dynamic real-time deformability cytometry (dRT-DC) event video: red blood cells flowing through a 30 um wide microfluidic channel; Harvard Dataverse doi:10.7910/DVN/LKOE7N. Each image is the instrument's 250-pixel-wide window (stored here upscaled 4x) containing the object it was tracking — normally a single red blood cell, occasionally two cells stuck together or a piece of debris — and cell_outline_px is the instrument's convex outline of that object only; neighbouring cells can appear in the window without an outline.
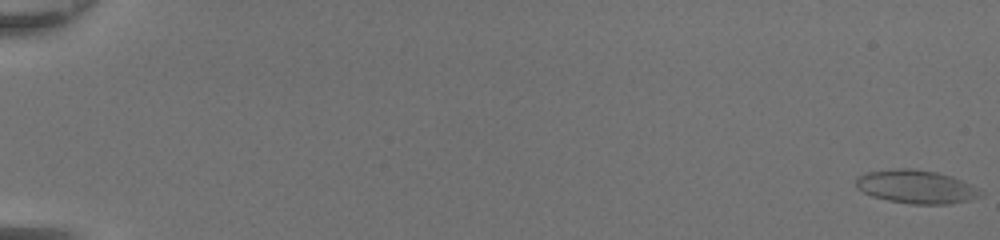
{"species": "common noctule bat (a hibernating species)", "species_latin": "Nyctalus noctula", "temperature_condition": "room temperature", "stored_images_in_passage": 50, "camera_frame_rate_fps": 3000, "um_per_image_px": 0.085, "animal": {"sex": "female", "body_mass_g": 20.0, "forearm_length_mm": 54.0}, "frame": {"image": 1, "passage_image": 1, "time_ms": 0.0, "image_size_px": [1000, 240], "cell_outline_px": [[984, 192], [980, 196], [968, 200], [948, 204], [912, 204], [888, 200], [872, 196], [856, 188], [856, 176], [868, 172], [896, 168], [908, 168], [936, 172], [952, 176]], "centroid_in_image_um": [77.84, 15.87], "position_along_channel_um": 7.2, "area_um2": 24.04}}
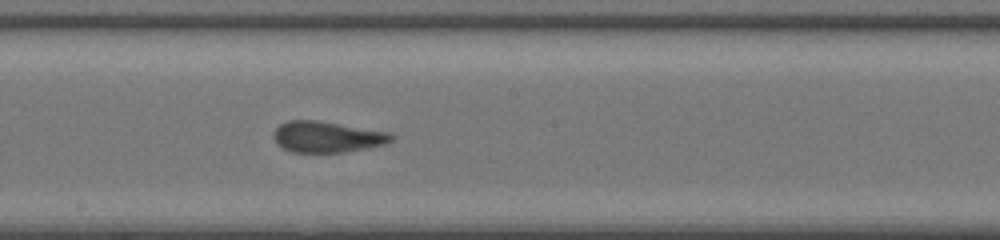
{"frame": {"image": 2, "passage_image": 30, "time_ms": 9.667, "image_size_px": [1000, 240], "cell_outline_px": [[396, 136], [392, 140], [384, 144], [344, 152], [292, 152], [276, 144], [272, 136], [276, 128], [280, 124], [288, 120], [316, 120], [388, 132]], "centroid_in_image_um": [27.76, 11.63], "position_along_channel_um": 220.4, "area_um2": 21.15}}
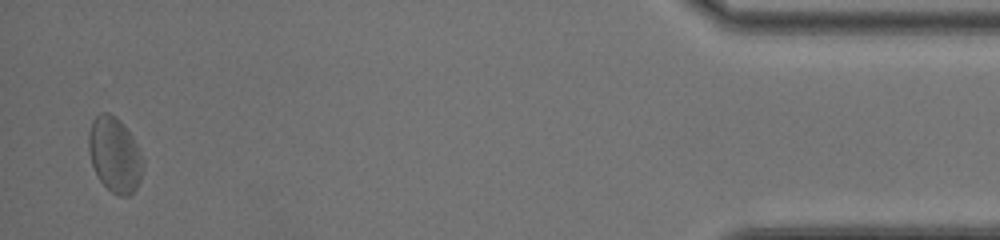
{"frame": {"image": 3, "passage_image": 49, "time_ms": 16.0, "image_size_px": [1000, 240], "cell_outline_px": [[144, 168], [140, 180], [136, 188], [128, 196], [120, 196], [112, 192], [100, 180], [92, 164], [88, 152], [88, 132], [92, 120], [100, 112], [108, 112], [120, 120], [132, 136], [144, 160]], "centroid_in_image_um": [9.75, 13.13], "position_along_channel_um": 425.5, "area_um2": 23.81}, "authors_computed_cell_mechanics": {"area_um2": 21.675, "velocity_mm_per_s": 4.3732, "shape_relaxation_time_tau1_ms": 7.8484, "shape_relaxation_time_tau2_ms": 1.2633, "deformation_change_tau1": 0.1609, "deformation_change_tau2": 0.0736}}